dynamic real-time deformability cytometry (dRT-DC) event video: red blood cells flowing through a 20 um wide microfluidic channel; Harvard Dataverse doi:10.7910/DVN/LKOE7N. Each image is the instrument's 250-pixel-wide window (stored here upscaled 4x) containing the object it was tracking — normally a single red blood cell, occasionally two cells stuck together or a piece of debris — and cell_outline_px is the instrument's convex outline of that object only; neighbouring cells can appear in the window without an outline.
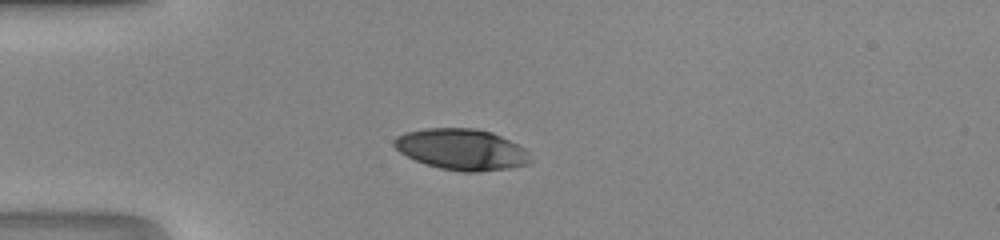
{"species": "human", "species_latin": "Homo sapiens", "temperature_condition": "room temperature", "stored_images_in_passage": 27, "camera_frame_rate_fps": 3000, "um_per_image_px": 0.085, "donor": {"sex": "male"}, "frame": {"image": 1, "passage_image": 1, "time_ms": 0.0, "image_size_px": [1000, 240], "cell_outline_px": [[532, 160], [528, 164], [508, 168], [476, 172], [464, 172], [440, 168], [424, 164], [400, 152], [392, 144], [392, 140], [396, 136], [408, 132], [428, 128], [476, 128], [492, 132], [524, 148], [528, 152]], "centroid_in_image_um": [39.23, 12.7], "position_along_channel_um": 45.8, "area_um2": 32.48}}
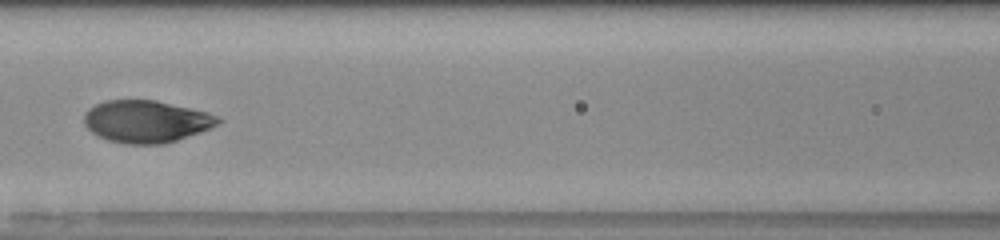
{"frame": {"image": 2, "passage_image": 10, "time_ms": 3.0, "image_size_px": [1000, 240], "cell_outline_px": [[224, 120], [220, 124], [200, 132], [164, 144], [124, 144], [108, 140], [92, 132], [84, 124], [84, 112], [88, 108], [96, 104], [108, 100], [156, 100], [208, 112]], "centroid_in_image_um": [12.44, 10.32], "position_along_channel_um": 154.2, "area_um2": 33.0}}
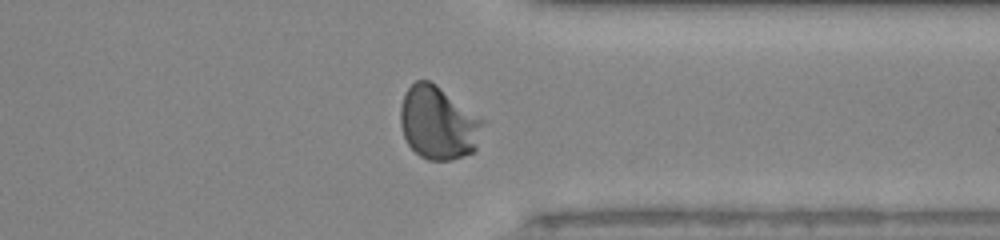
{"frame": {"image": 3, "passage_image": 25, "time_ms": 8.0, "image_size_px": [1000, 240], "cell_outline_px": [[484, 120], [476, 148], [472, 152], [452, 160], [428, 160], [420, 156], [408, 144], [404, 136], [400, 124], [400, 108], [404, 92], [416, 80], [428, 80], [436, 84], [480, 116]], "centroid_in_image_um": [37.23, 10.44], "position_along_channel_um": 374.2, "area_um2": 35.08}}